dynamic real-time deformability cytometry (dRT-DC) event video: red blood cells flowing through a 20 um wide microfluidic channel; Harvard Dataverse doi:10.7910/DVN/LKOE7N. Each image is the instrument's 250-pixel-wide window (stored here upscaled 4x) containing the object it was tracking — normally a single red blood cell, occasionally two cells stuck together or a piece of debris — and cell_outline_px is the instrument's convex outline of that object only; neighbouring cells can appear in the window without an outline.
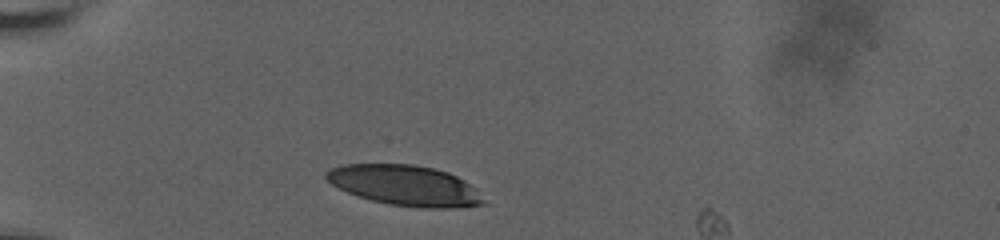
{"species": "human", "species_latin": "Homo sapiens", "temperature_condition": "room temperature", "stored_images_in_passage": 23, "camera_frame_rate_fps": 3000, "um_per_image_px": 0.085, "donor": {"sex": "male"}, "frame": {"image": 1, "passage_image": 1, "time_ms": 0.0, "image_size_px": [1000, 240], "cell_outline_px": [[488, 204], [452, 208], [424, 208], [388, 204], [356, 196], [332, 184], [324, 176], [324, 172], [332, 168], [344, 164], [412, 164], [432, 168], [448, 172], [464, 180], [476, 188]], "centroid_in_image_um": [34.45, 15.77], "position_along_channel_um": 50.6, "area_um2": 37.11}}
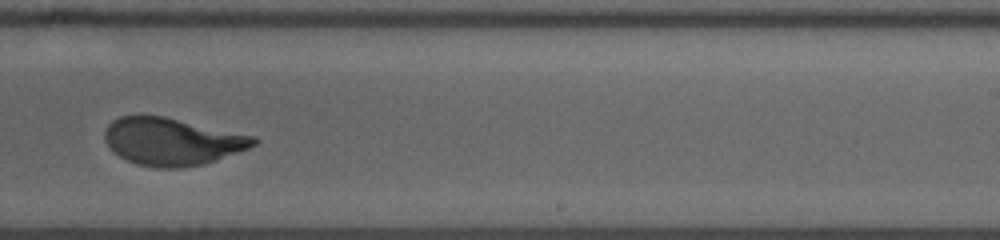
{"frame": {"image": 2, "passage_image": 13, "time_ms": 7.0, "image_size_px": [1000, 240], "cell_outline_px": [[260, 140], [256, 144], [248, 148], [216, 160], [204, 164], [184, 168], [156, 168], [136, 164], [112, 152], [104, 140], [104, 132], [108, 124], [112, 120], [120, 116], [164, 116], [256, 136]], "centroid_in_image_um": [14.62, 12.03], "position_along_channel_um": 274.4, "area_um2": 41.33}}
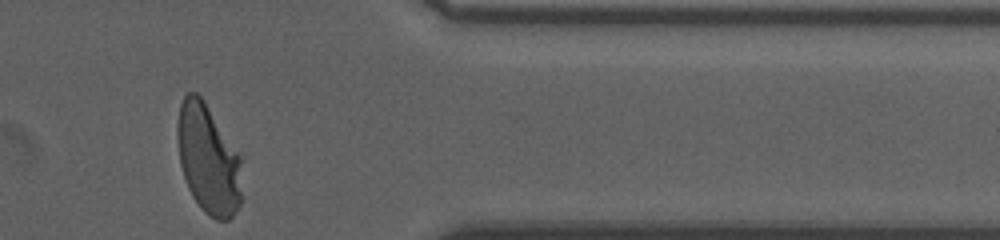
{"frame": {"image": 3, "passage_image": 23, "time_ms": 10.667, "image_size_px": [1000, 240], "cell_outline_px": [[244, 156], [240, 204], [236, 212], [228, 220], [216, 220], [204, 212], [200, 208], [192, 196], [188, 188], [180, 164], [176, 136], [176, 124], [180, 104], [184, 96], [188, 92], [196, 92], [204, 100]], "centroid_in_image_um": [17.74, 13.51], "position_along_channel_um": 393.7, "area_um2": 42.54}, "authors_computed_cell_mechanics": {"area_um2": 41.3848, "velocity_mm_per_s": 3.6308, "shape_relaxation_time_tau1_ms": 5.098, "shape_relaxation_time_tau2_ms": null, "deformation_change_tau1": 0.2114, "deformation_change_tau2": null}}